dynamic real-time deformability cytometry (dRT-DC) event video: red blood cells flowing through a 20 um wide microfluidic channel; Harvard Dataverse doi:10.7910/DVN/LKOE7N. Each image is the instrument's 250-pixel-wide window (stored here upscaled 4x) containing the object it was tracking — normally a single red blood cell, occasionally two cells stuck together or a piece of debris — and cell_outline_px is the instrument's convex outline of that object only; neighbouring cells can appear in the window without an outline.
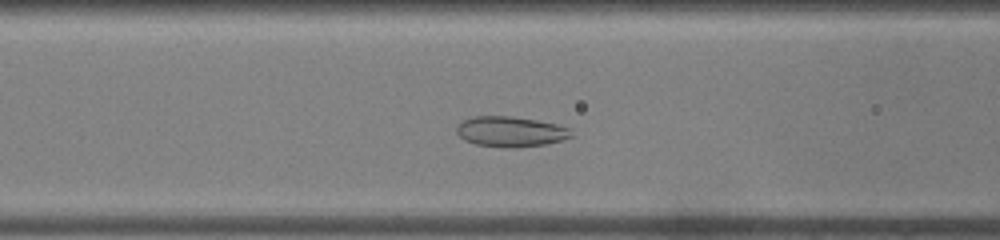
{"species": "common noctule bat (a hibernating species)", "species_latin": "Nyctalus noctula", "temperature_condition": "warm", "stored_images_in_passage": 46, "camera_frame_rate_fps": 3000, "um_per_image_px": 0.085, "animal": {"sex": "male", "body_mass_g": 19.0, "forearm_length_mm": 50.8}, "frame": {"image": 1, "passage_image": 15, "time_ms": 4.667, "image_size_px": [1000, 240], "cell_outline_px": [[572, 136], [548, 144], [512, 148], [504, 148], [476, 144], [464, 140], [456, 132], [456, 124], [472, 116], [508, 116], [536, 120], [556, 124], [568, 128]], "centroid_in_image_um": [43.34, 11.19], "position_along_channel_um": 123.3, "area_um2": 20.23}}
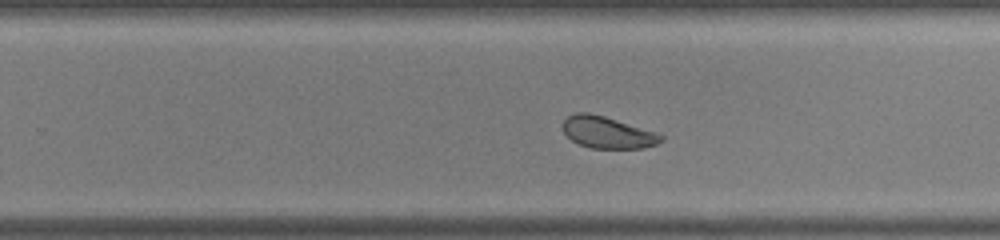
{"frame": {"image": 2, "passage_image": 27, "time_ms": 8.667, "image_size_px": [1000, 240], "cell_outline_px": [[664, 140], [656, 144], [644, 148], [592, 148], [580, 144], [572, 140], [564, 132], [564, 120], [568, 116], [576, 112], [588, 112], [604, 116], [656, 132], [664, 136]], "centroid_in_image_um": [51.66, 11.25], "position_along_channel_um": 278.1, "area_um2": 17.98}}
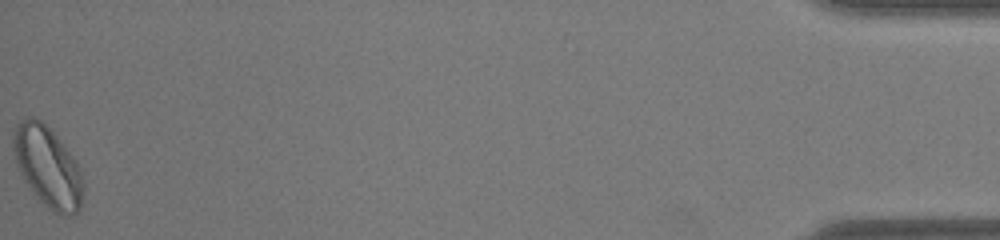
{"frame": {"image": 3, "passage_image": 46, "time_ms": 15.0, "image_size_px": [1000, 240], "cell_outline_px": [[84, 188], [80, 208], [72, 216], [64, 216], [52, 212], [40, 200], [24, 180], [16, 164], [12, 144], [12, 136], [16, 124], [20, 120], [32, 116], [40, 120], [56, 136], [72, 156], [80, 172], [84, 184]], "centroid_in_image_um": [4.04, 14.19], "position_along_channel_um": 431.2, "area_um2": 32.6}, "authors_computed_cell_mechanics": {"area_um2": 22.7154, "velocity_mm_per_s": 3.8863, "shape_relaxation_time_tau1_ms": 4.0735, "shape_relaxation_time_tau2_ms": 3.1223, "deformation_change_tau1": 0.0946, "deformation_change_tau2": 0.0797}}